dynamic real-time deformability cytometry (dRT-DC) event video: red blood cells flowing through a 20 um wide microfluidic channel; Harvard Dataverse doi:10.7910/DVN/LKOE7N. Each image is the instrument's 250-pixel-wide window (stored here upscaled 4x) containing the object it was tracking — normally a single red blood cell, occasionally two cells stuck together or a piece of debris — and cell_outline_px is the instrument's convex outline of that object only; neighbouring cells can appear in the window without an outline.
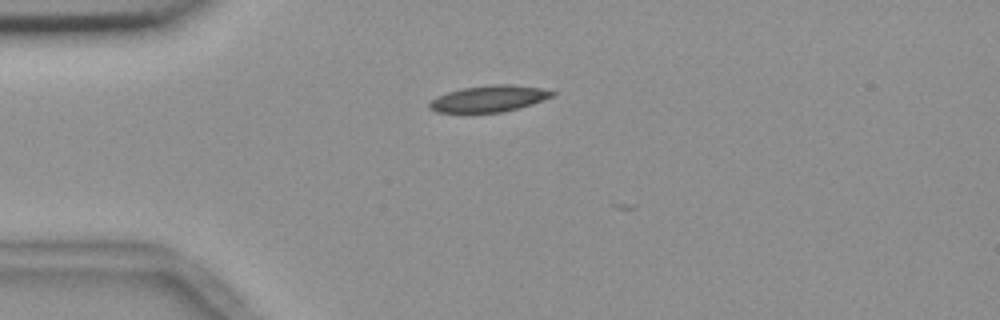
{"species": "common noctule bat (a hibernating species)", "species_latin": "Nyctalus noctula", "temperature_condition": "room temperature", "stored_images_in_passage": 2, "camera_frame_rate_fps": 3000, "um_per_image_px": 0.085, "animal": {"sex": "female", "body_mass_g": 18.4}, "frame": {"image": 1, "passage_image": 1, "time_ms": 0.0, "image_size_px": [1000, 320], "cell_outline_px": [[556, 96], [520, 108], [500, 112], [436, 112], [428, 108], [428, 104], [436, 96], [460, 88], [488, 84], [512, 84], [540, 88], [556, 92]], "centroid_in_image_um": [41.58, 8.37], "position_along_channel_um": 43.4, "area_um2": 19.07}}